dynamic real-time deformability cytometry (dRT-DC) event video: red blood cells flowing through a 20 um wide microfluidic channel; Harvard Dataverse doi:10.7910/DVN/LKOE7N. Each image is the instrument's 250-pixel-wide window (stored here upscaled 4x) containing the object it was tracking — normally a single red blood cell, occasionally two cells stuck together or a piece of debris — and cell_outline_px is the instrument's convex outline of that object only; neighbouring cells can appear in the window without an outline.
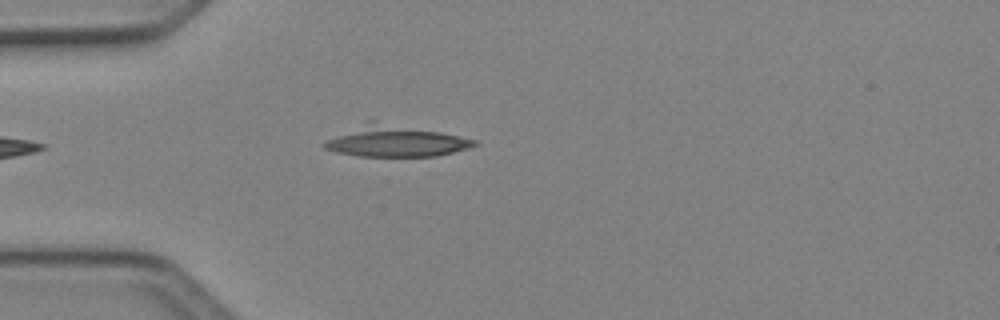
{"species": "Egyptian fruit bat (a non-hibernating species)", "species_latin": "Rousettus aegyptiacus", "temperature_condition": "cold", "stored_images_in_passage": 1, "camera_frame_rate_fps": 3000, "um_per_image_px": 0.085, "animal": {"sex": "female"}, "frame": {"image": 1, "passage_image": 1, "time_ms": 0.0, "image_size_px": [1000, 320], "cell_outline_px": [[480, 144], [468, 148], [436, 156], [360, 156], [336, 152], [324, 148], [324, 144], [328, 140], [372, 120], [376, 120], [440, 132], [476, 140]], "centroid_in_image_um": [33.68, 12.0], "position_along_channel_um": 51.3, "area_um2": 26.53}}